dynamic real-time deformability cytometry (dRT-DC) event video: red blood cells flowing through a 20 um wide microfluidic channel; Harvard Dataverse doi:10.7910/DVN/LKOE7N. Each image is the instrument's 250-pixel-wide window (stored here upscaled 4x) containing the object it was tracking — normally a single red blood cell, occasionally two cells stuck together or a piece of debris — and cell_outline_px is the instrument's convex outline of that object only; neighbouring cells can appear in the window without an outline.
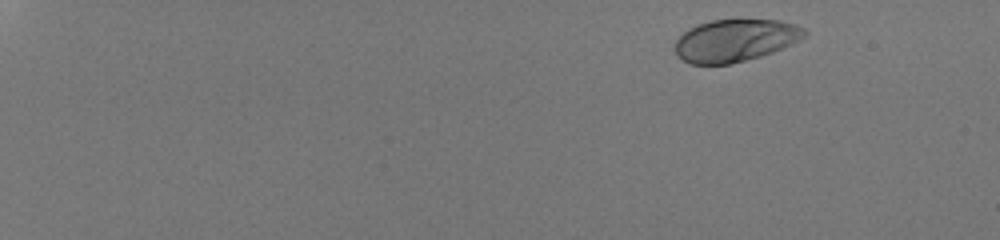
{"species": "human", "species_latin": "Homo sapiens", "temperature_condition": "room temperature", "stored_images_in_passage": 49, "camera_frame_rate_fps": 3000, "um_per_image_px": 0.085, "donor": {"sex": "male"}, "frame": {"image": 1, "passage_image": 3, "time_ms": 0.667, "image_size_px": [1000, 240], "cell_outline_px": [[808, 32], [804, 36], [772, 52], [760, 56], [732, 64], [692, 64], [684, 60], [676, 52], [676, 40], [688, 28], [696, 24], [712, 20], [776, 20], [796, 24], [804, 28]], "centroid_in_image_um": [62.47, 3.43], "position_along_channel_um": 22.5, "area_um2": 31.5}}
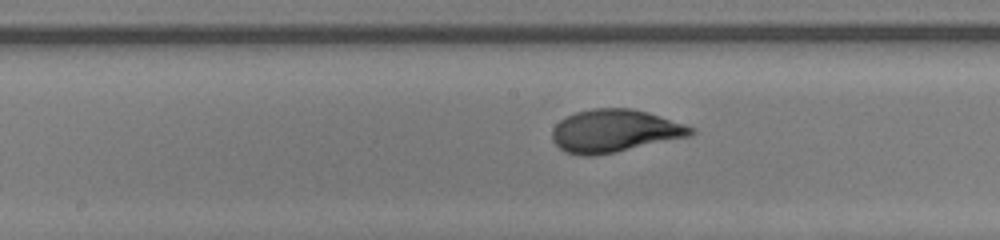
{"frame": {"image": 2, "passage_image": 29, "time_ms": 9.333, "image_size_px": [1000, 240], "cell_outline_px": [[696, 132], [692, 136], [616, 152], [592, 156], [584, 156], [568, 152], [560, 148], [552, 140], [552, 128], [560, 120], [576, 112], [592, 108], [632, 108], [648, 112], [696, 128]], "centroid_in_image_um": [52.27, 11.12], "position_along_channel_um": 195.9, "area_um2": 34.62}}
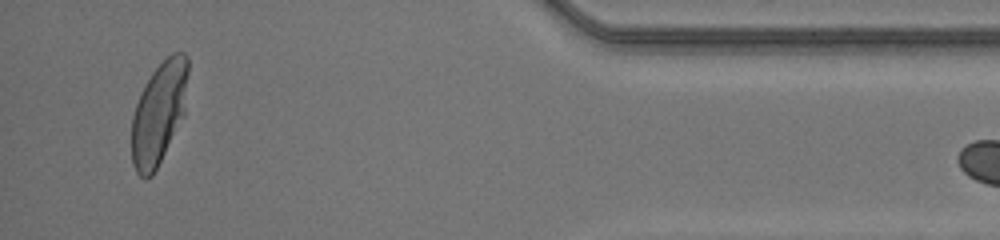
{"frame": {"image": 3, "passage_image": 48, "time_ms": 15.667, "image_size_px": [1000, 240], "cell_outline_px": [[188, 72], [184, 116], [152, 176], [144, 180], [136, 172], [132, 164], [132, 116], [136, 104], [144, 84], [152, 72], [172, 52], [184, 52], [188, 56]], "centroid_in_image_um": [13.5, 9.6], "position_along_channel_um": 421.7, "area_um2": 33.64}}